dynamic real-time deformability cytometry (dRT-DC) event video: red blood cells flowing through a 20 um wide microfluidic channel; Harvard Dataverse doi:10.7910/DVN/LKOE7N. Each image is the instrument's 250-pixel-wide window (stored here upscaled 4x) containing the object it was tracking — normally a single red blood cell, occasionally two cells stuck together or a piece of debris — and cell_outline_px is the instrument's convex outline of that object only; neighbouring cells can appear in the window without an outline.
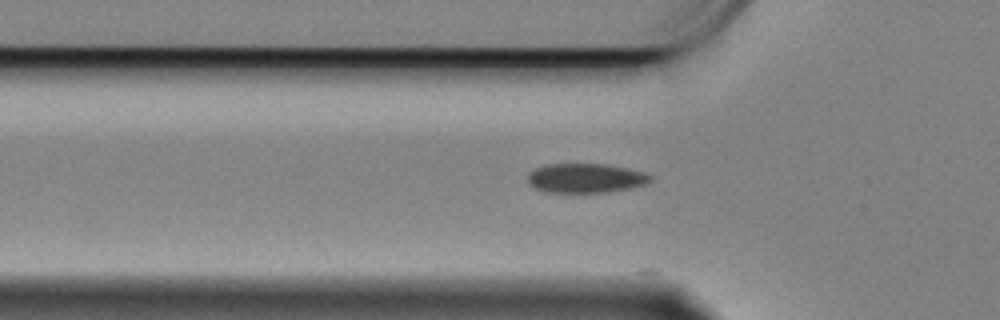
{"species": "Egyptian fruit bat (a non-hibernating species)", "species_latin": "Rousettus aegyptiacus", "temperature_condition": "cold", "stored_images_in_passage": 12, "camera_frame_rate_fps": 3000, "um_per_image_px": 0.085, "animal": {"sex": "female"}, "frame": {"image": 1, "passage_image": 4, "time_ms": 1.0, "image_size_px": [1000, 320], "cell_outline_px": [[652, 180], [644, 184], [632, 188], [608, 192], [544, 192], [528, 184], [528, 172], [544, 164], [604, 164], [644, 172], [652, 176]], "centroid_in_image_um": [49.75, 15.14], "position_along_channel_um": 76.1, "area_um2": 20.98}}